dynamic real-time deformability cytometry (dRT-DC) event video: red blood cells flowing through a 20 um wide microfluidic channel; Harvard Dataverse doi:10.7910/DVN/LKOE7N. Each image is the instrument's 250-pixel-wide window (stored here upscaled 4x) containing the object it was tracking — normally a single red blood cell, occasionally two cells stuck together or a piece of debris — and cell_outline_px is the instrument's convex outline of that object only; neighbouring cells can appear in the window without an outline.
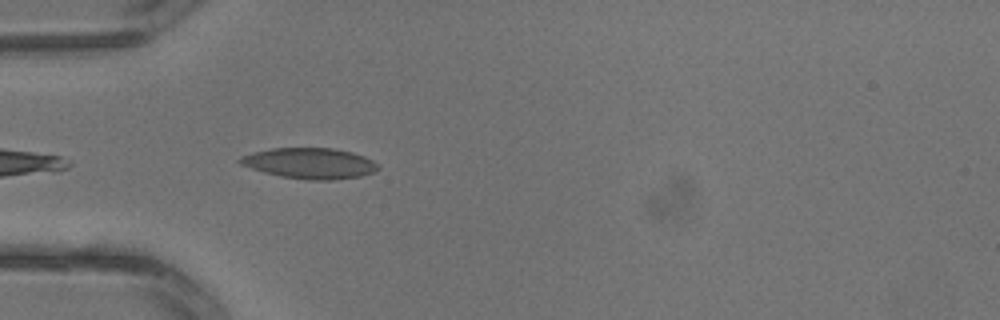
{"species": "common noctule bat (a hibernating species)", "species_latin": "Nyctalus noctula", "temperature_condition": "warm", "stored_images_in_passage": 3, "camera_frame_rate_fps": 3000, "um_per_image_px": 0.085, "animal": {"sex": "male", "body_mass_g": 13.3}, "frame": {"image": 1, "passage_image": 3, "time_ms": 0.667, "image_size_px": [1000, 320], "cell_outline_px": [[380, 168], [372, 172], [360, 176], [332, 180], [308, 180], [280, 176], [264, 172], [240, 164], [236, 160], [240, 156], [272, 148], [332, 148], [352, 152], [364, 156], [380, 164]], "centroid_in_image_um": [26.34, 13.88], "position_along_channel_um": 58.7, "area_um2": 24.68}}